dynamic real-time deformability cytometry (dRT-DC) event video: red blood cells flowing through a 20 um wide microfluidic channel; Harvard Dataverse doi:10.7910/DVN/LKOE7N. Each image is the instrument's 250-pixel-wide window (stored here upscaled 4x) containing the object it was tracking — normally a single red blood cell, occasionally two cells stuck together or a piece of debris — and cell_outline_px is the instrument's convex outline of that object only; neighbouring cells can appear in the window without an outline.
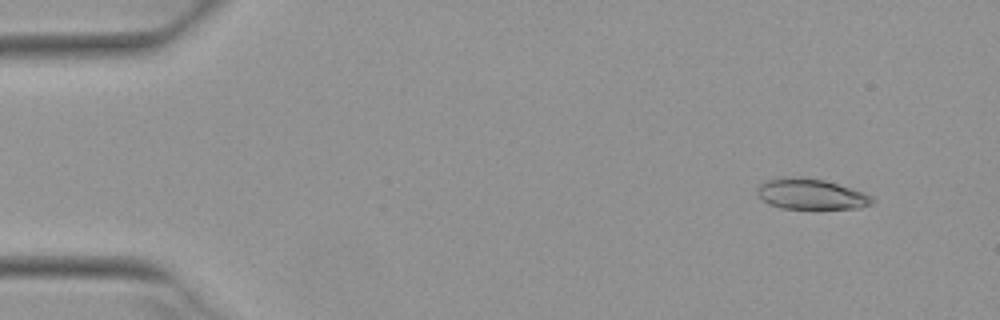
{"species": "Egyptian fruit bat (a non-hibernating species)", "species_latin": "Rousettus aegyptiacus", "temperature_condition": "warm", "stored_images_in_passage": 11, "camera_frame_rate_fps": 3000, "um_per_image_px": 0.085, "animal": {"sex": "female"}, "frame": {"image": 1, "passage_image": 2, "time_ms": 0.333, "image_size_px": [1000, 320], "cell_outline_px": [[876, 200], [872, 204], [860, 208], [780, 208], [768, 204], [756, 192], [756, 188], [764, 180], [784, 176], [800, 176], [824, 180], [864, 192], [872, 196]], "centroid_in_image_um": [68.92, 16.48], "position_along_channel_um": 16.1, "area_um2": 20.69}}